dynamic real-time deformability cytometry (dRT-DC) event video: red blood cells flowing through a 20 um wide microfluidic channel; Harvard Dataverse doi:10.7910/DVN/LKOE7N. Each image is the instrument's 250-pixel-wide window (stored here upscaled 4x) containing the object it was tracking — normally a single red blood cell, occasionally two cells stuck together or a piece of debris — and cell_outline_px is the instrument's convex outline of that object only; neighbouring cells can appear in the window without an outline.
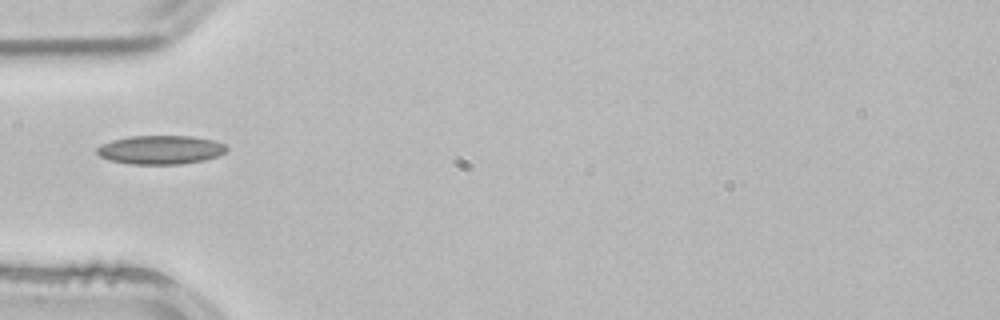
{"species": "common noctule bat (a hibernating species)", "species_latin": "Nyctalus noctula", "temperature_condition": "room temperature", "stored_images_in_passage": 36, "camera_frame_rate_fps": 3000, "um_per_image_px": 0.085, "animal": {"sex": "male", "body_mass_g": 21.5, "forearm_length_mm": 52.0}, "frame": {"image": 1, "passage_image": 1, "time_ms": 0.0, "image_size_px": [1000, 320], "cell_outline_px": [[228, 148], [224, 152], [216, 156], [204, 160], [180, 164], [132, 164], [108, 160], [100, 156], [96, 152], [96, 148], [100, 144], [112, 140], [128, 136], [192, 136], [212, 140], [224, 144]], "centroid_in_image_um": [13.6, 12.73], "position_along_channel_um": 71.4, "area_um2": 21.73}}
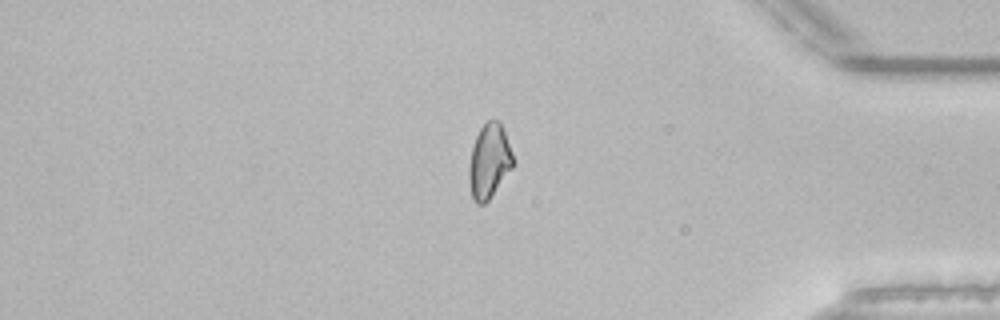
{"frame": {"image": 2, "passage_image": 28, "time_ms": 9.0, "image_size_px": [1000, 320], "cell_outline_px": [[512, 168], [488, 200], [484, 204], [476, 204], [472, 200], [468, 180], [468, 168], [472, 148], [476, 136], [480, 128], [488, 120], [500, 120], [512, 152]], "centroid_in_image_um": [41.55, 13.71], "position_along_channel_um": 393.7, "area_um2": 19.02}}
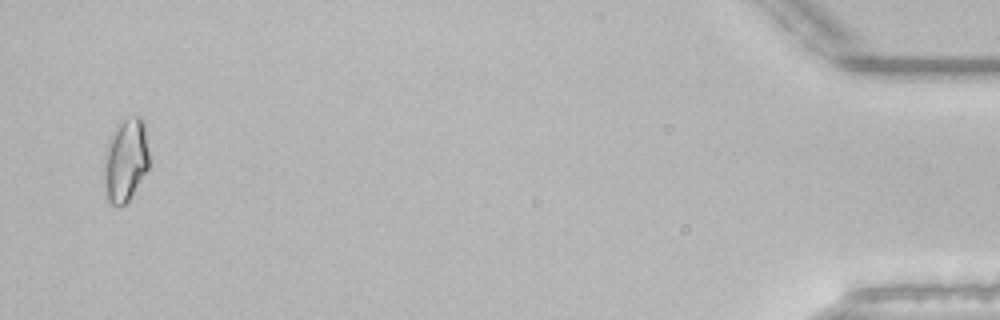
{"frame": {"image": 3, "passage_image": 35, "time_ms": 11.333, "image_size_px": [1000, 320], "cell_outline_px": [[148, 168], [128, 200], [124, 204], [112, 204], [108, 200], [104, 184], [104, 152], [120, 124], [124, 120], [136, 116], [140, 116], [144, 120], [148, 152]], "centroid_in_image_um": [10.68, 13.62], "position_along_channel_um": 424.5, "area_um2": 21.1}, "authors_computed_cell_mechanics": {"area_um2": 19.3341, "velocity_mm_per_s": 3.8811, "shape_relaxation_time_tau1_ms": null, "shape_relaxation_time_tau2_ms": 4.0282, "deformation_change_tau1": null, "deformation_change_tau2": 0.0801}}